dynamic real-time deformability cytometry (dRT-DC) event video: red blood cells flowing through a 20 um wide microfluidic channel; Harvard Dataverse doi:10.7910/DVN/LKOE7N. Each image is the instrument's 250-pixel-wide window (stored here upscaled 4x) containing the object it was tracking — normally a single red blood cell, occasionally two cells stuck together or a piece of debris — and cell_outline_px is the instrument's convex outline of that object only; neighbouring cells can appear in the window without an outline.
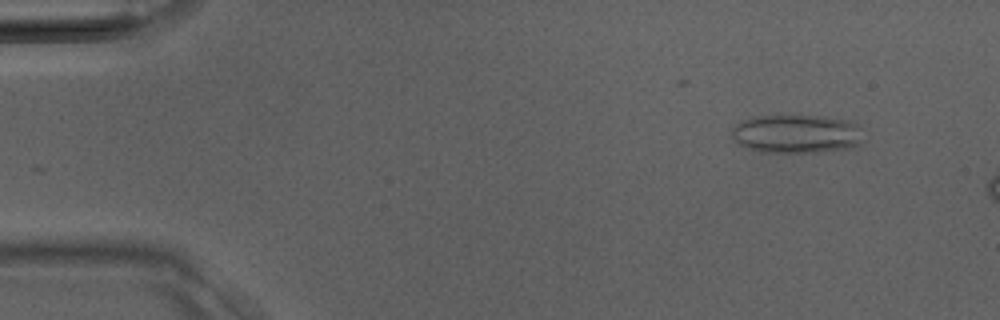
{"species": "Egyptian fruit bat (a non-hibernating species)", "species_latin": "Rousettus aegyptiacus", "temperature_condition": "room temperature", "stored_images_in_passage": 8, "camera_frame_rate_fps": 3000, "um_per_image_px": 0.085, "animal": {"sex": "male"}, "frame": {"image": 1, "passage_image": 3, "time_ms": 0.667, "image_size_px": [1000, 320], "cell_outline_px": [[860, 144], [848, 148], [816, 152], [764, 152], [748, 148], [736, 144], [732, 136], [732, 128], [736, 124], [744, 120], [756, 116], [824, 116], [848, 120], [856, 124], [860, 140]], "centroid_in_image_um": [67.64, 11.38], "position_along_channel_um": 17.4, "area_um2": 29.25}}